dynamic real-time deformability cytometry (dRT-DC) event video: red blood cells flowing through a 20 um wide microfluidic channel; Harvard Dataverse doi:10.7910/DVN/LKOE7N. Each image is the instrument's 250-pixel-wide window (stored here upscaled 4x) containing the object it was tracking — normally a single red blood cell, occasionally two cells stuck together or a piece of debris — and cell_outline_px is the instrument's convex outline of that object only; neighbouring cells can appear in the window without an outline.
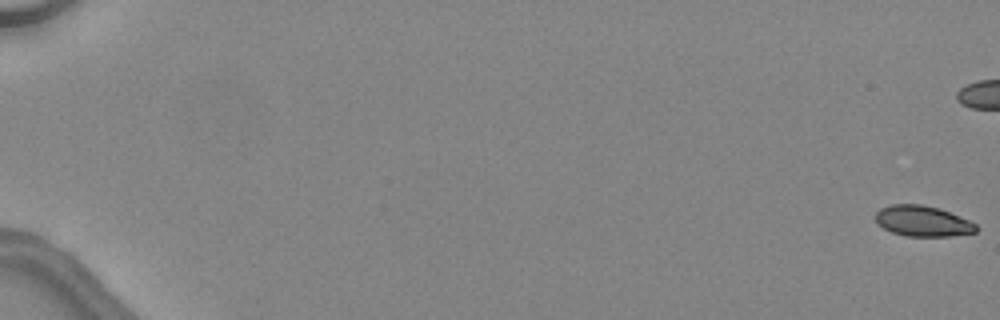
{"species": "common noctule bat (a hibernating species)", "species_latin": "Nyctalus noctula", "temperature_condition": "warm", "stored_images_in_passage": 11, "camera_frame_rate_fps": 3000, "um_per_image_px": 0.085, "animal": {"sex": "female", "body_mass_g": 24.6, "forearm_length_mm": 56.2}, "frame": {"image": 1, "passage_image": 1, "time_ms": 0.0, "image_size_px": [1000, 320], "cell_outline_px": [[976, 232], [952, 236], [904, 236], [892, 232], [876, 224], [876, 212], [880, 208], [892, 204], [924, 204], [940, 208], [968, 220], [976, 224]], "centroid_in_image_um": [78.4, 18.78], "position_along_channel_um": 6.6, "area_um2": 18.03}}